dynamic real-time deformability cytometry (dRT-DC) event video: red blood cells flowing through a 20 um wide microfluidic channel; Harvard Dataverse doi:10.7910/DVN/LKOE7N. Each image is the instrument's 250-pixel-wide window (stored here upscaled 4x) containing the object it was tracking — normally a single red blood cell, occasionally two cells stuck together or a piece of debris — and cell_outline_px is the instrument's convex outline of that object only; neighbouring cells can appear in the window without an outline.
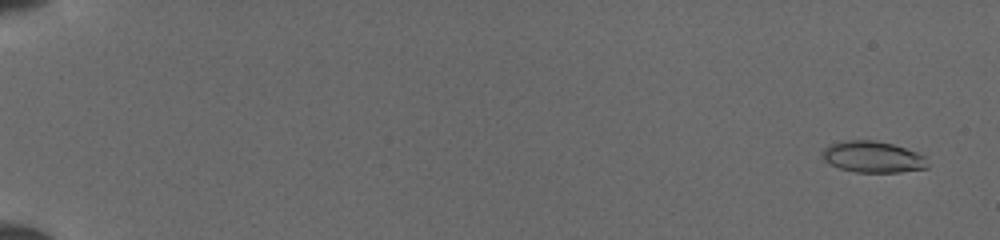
{"species": "common noctule bat (a hibernating species)", "species_latin": "Nyctalus noctula", "temperature_condition": "cold", "stored_images_in_passage": 52, "camera_frame_rate_fps": 3000, "um_per_image_px": 0.085, "animal": {"sex": "female", "body_mass_g": 19.5, "forearm_length_mm": 54.1}, "frame": {"image": 1, "passage_image": 3, "time_ms": 0.667, "image_size_px": [1000, 240], "cell_outline_px": [[928, 168], [900, 172], [856, 172], [840, 168], [824, 160], [820, 152], [828, 144], [840, 140], [872, 140], [892, 144], [916, 152], [924, 156], [928, 164]], "centroid_in_image_um": [74.15, 13.33], "position_along_channel_um": 10.9, "area_um2": 19.25}}
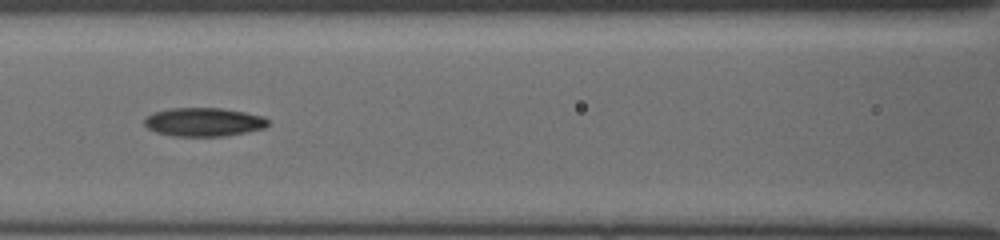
{"frame": {"image": 2, "passage_image": 26, "time_ms": 8.333, "image_size_px": [1000, 240], "cell_outline_px": [[272, 120], [264, 128], [248, 132], [224, 136], [172, 136], [156, 132], [148, 128], [144, 124], [144, 120], [152, 112], [172, 108], [220, 108], [244, 112], [264, 116]], "centroid_in_image_um": [17.35, 10.37], "position_along_channel_um": 149.3, "area_um2": 20.75}}
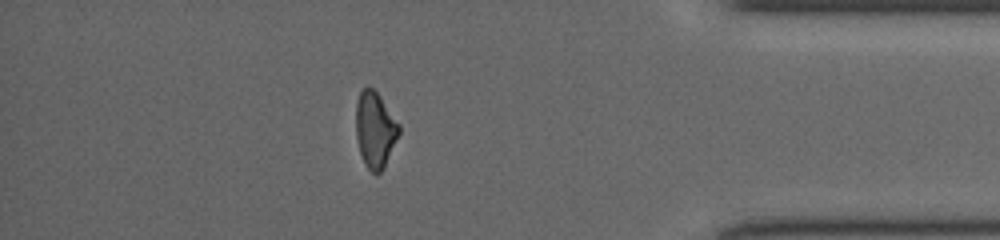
{"frame": {"image": 3, "passage_image": 46, "time_ms": 15.0, "image_size_px": [1000, 240], "cell_outline_px": [[400, 132], [384, 168], [376, 176], [364, 164], [360, 152], [356, 136], [356, 104], [360, 92], [364, 88], [372, 88], [380, 96], [400, 124]], "centroid_in_image_um": [31.89, 11.05], "position_along_channel_um": 403.3, "area_um2": 19.02}}